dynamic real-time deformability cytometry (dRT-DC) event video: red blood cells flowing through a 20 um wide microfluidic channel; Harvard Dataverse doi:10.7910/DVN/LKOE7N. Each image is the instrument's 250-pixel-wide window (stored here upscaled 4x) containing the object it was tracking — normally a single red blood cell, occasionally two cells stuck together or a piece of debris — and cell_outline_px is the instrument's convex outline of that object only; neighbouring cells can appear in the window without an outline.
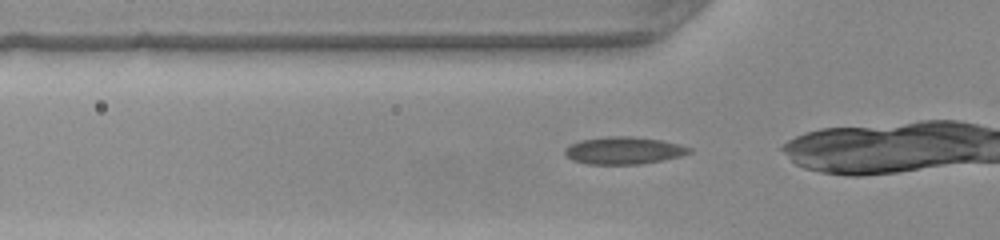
{"species": "common noctule bat (a hibernating species)", "species_latin": "Nyctalus noctula", "temperature_condition": "warm", "stored_images_in_passage": 20, "camera_frame_rate_fps": 3000, "um_per_image_px": 0.085, "animal": {"sex": "female", "body_mass_g": 22.0, "forearm_length_mm": 56.7}, "frame": {"image": 1, "passage_image": 3, "time_ms": 0.667, "image_size_px": [1000, 240], "cell_outline_px": [[692, 152], [680, 156], [640, 164], [588, 164], [572, 160], [564, 152], [564, 148], [580, 140], [608, 136], [632, 136], [660, 140], [692, 148]], "centroid_in_image_um": [52.99, 12.79], "position_along_channel_um": 72.8, "area_um2": 19.59}}
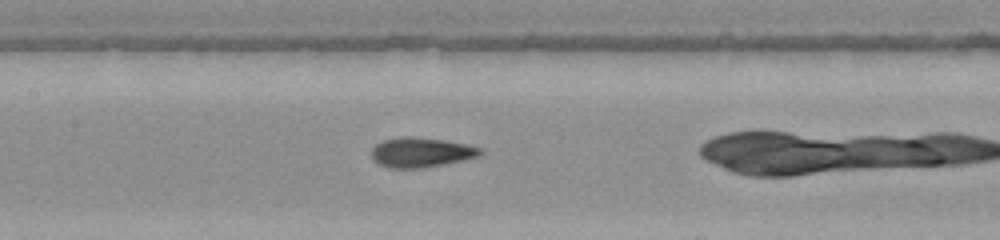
{"frame": {"image": 2, "passage_image": 10, "time_ms": 3.0, "image_size_px": [1000, 240], "cell_outline_px": [[484, 152], [480, 156], [464, 160], [424, 168], [388, 168], [380, 164], [372, 156], [372, 148], [376, 144], [384, 140], [400, 136], [412, 136], [444, 140], [464, 144], [480, 148]], "centroid_in_image_um": [35.8, 12.95], "position_along_channel_um": 171.6, "area_um2": 18.84}}
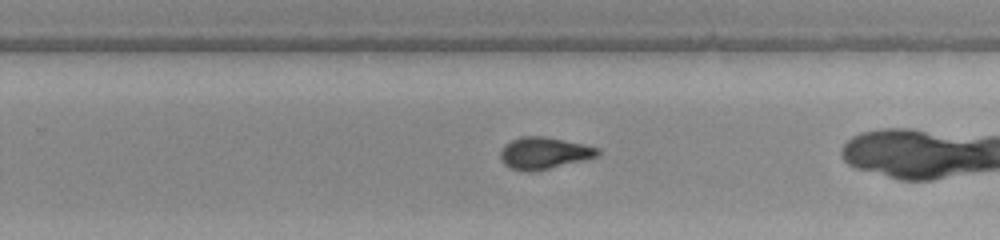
{"frame": {"image": 3, "passage_image": 18, "time_ms": 5.667, "image_size_px": [1000, 240], "cell_outline_px": [[600, 152], [596, 156], [584, 160], [532, 172], [524, 172], [512, 168], [504, 164], [500, 160], [500, 152], [504, 144], [520, 136], [544, 136], [600, 148]], "centroid_in_image_um": [46.19, 13.01], "position_along_channel_um": 283.6, "area_um2": 17.98}}